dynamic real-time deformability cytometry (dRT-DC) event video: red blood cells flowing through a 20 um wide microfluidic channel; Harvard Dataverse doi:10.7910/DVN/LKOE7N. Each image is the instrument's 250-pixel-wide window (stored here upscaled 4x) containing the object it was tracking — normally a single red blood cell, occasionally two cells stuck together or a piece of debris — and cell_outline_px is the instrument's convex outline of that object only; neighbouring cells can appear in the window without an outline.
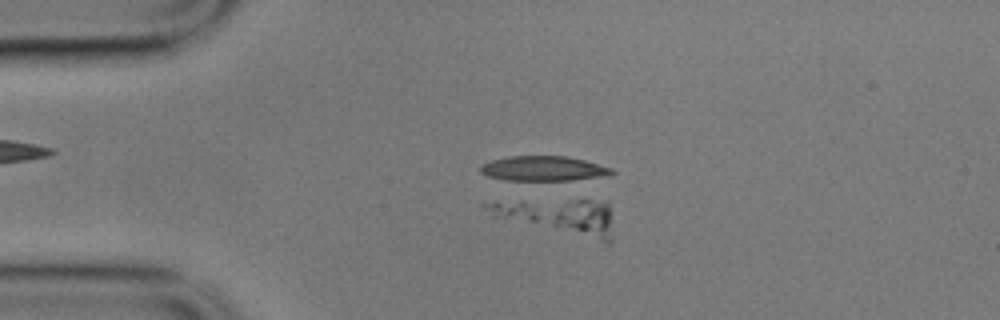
{"species": "common noctule bat (a hibernating species)", "species_latin": "Nyctalus noctula", "temperature_condition": "cold", "stored_images_in_passage": 41, "segment_of_instrument_passage": [1, 2], "camera_frame_rate_fps": 3000, "um_per_image_px": 0.085, "animal": {"sex": "male", "body_mass_g": 17.9}, "frame": {"image": 1, "passage_image": 7, "time_ms": 2.0, "image_size_px": [1000, 320], "cell_outline_px": [[612, 244], [608, 244], [492, 216], [480, 204], [568, 200], [608, 200], [612, 240]], "centroid_in_image_um": [47.64, 18.43], "position_along_channel_um": 37.4, "area_um2": 25.43}}